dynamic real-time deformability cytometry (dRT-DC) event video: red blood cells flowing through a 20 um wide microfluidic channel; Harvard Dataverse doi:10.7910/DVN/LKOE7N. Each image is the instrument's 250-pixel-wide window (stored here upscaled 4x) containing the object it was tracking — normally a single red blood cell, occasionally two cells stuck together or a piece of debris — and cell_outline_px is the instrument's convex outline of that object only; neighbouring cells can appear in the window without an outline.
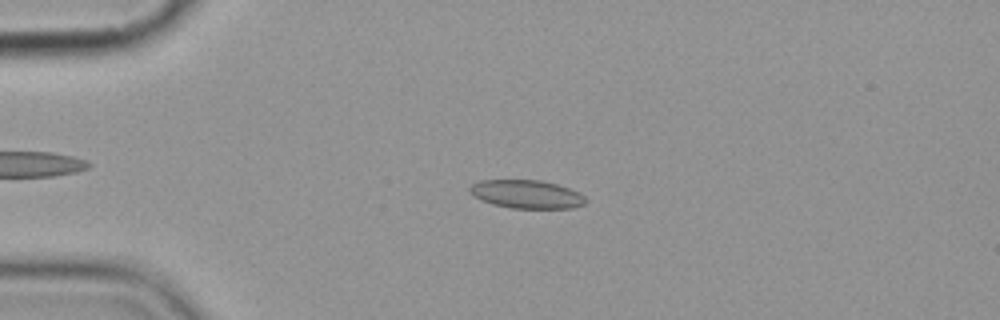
{"species": "common noctule bat (a hibernating species)", "species_latin": "Nyctalus noctula", "temperature_condition": "cold", "stored_images_in_passage": 5, "camera_frame_rate_fps": 3000, "um_per_image_px": 0.085, "animal": {"sex": "female", "body_mass_g": 19.9}, "frame": {"image": 1, "passage_image": 3, "time_ms": 2.333, "image_size_px": [1000, 320], "cell_outline_px": [[588, 200], [584, 204], [572, 208], [512, 208], [492, 204], [480, 200], [472, 196], [468, 192], [468, 188], [472, 184], [480, 180], [540, 180], [556, 184], [580, 192]], "centroid_in_image_um": [44.73, 16.51], "position_along_channel_um": 40.3, "area_um2": 19.31}}
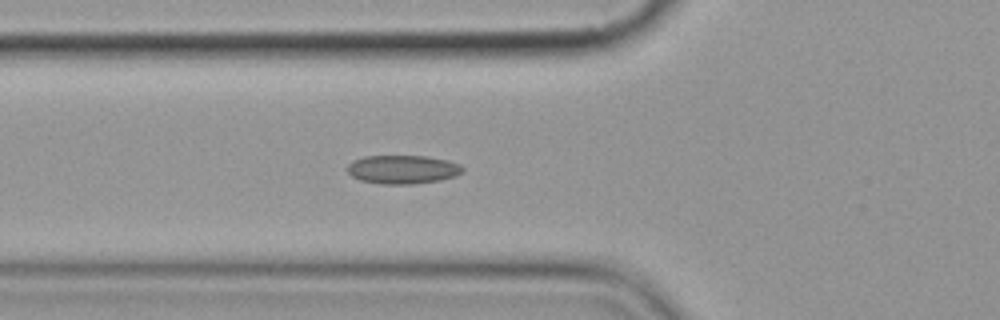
{"frame": {"image": 2, "passage_image": 5, "time_ms": 4.667, "image_size_px": [1000, 320], "cell_outline_px": [[464, 172], [456, 176], [440, 180], [412, 184], [380, 184], [360, 180], [352, 176], [348, 172], [348, 164], [352, 160], [364, 156], [428, 156], [448, 160], [460, 164], [464, 168]], "centroid_in_image_um": [34.25, 14.4], "position_along_channel_um": 91.5, "area_um2": 19.42}}